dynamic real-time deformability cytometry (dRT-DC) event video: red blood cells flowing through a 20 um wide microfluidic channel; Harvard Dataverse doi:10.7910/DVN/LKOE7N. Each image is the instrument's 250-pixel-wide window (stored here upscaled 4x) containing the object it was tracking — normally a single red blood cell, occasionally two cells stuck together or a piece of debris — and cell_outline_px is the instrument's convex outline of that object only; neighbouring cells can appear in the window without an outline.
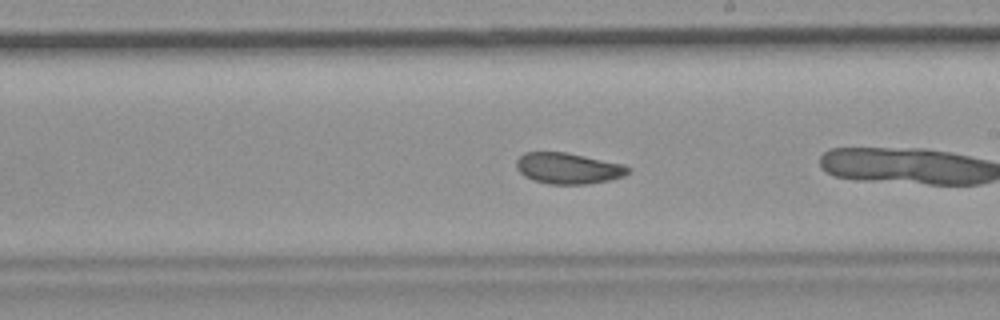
{"species": "common noctule bat (a hibernating species)", "species_latin": "Nyctalus noctula", "temperature_condition": "room temperature", "stored_images_in_passage": 39, "camera_frame_rate_fps": 3000, "um_per_image_px": 0.085, "animal": {"sex": "female", "body_mass_g": 19.9}, "frame": {"image": 1, "passage_image": 28, "time_ms": 9.0, "image_size_px": [1000, 320], "cell_outline_px": [[632, 168], [624, 176], [608, 180], [588, 184], [548, 184], [532, 180], [524, 176], [516, 168], [516, 160], [524, 152], [568, 152], [624, 164]], "centroid_in_image_um": [48.29, 14.3], "position_along_channel_um": 240.7, "area_um2": 20.4}}